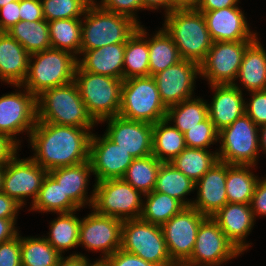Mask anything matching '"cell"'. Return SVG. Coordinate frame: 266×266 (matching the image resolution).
Wrapping results in <instances>:
<instances>
[{"instance_id":"obj_12","label":"cell","mask_w":266,"mask_h":266,"mask_svg":"<svg viewBox=\"0 0 266 266\" xmlns=\"http://www.w3.org/2000/svg\"><path fill=\"white\" fill-rule=\"evenodd\" d=\"M240 254L218 223L212 217H206L198 228L191 257L185 263L191 266H221Z\"/></svg>"},{"instance_id":"obj_43","label":"cell","mask_w":266,"mask_h":266,"mask_svg":"<svg viewBox=\"0 0 266 266\" xmlns=\"http://www.w3.org/2000/svg\"><path fill=\"white\" fill-rule=\"evenodd\" d=\"M186 147L207 149L211 144L218 142L219 131L211 122L209 116L197 126L184 133Z\"/></svg>"},{"instance_id":"obj_20","label":"cell","mask_w":266,"mask_h":266,"mask_svg":"<svg viewBox=\"0 0 266 266\" xmlns=\"http://www.w3.org/2000/svg\"><path fill=\"white\" fill-rule=\"evenodd\" d=\"M202 13L213 42L253 41L257 37L256 32H251L239 6Z\"/></svg>"},{"instance_id":"obj_18","label":"cell","mask_w":266,"mask_h":266,"mask_svg":"<svg viewBox=\"0 0 266 266\" xmlns=\"http://www.w3.org/2000/svg\"><path fill=\"white\" fill-rule=\"evenodd\" d=\"M108 123L105 135L134 159L152 154L153 124L114 116L101 122Z\"/></svg>"},{"instance_id":"obj_11","label":"cell","mask_w":266,"mask_h":266,"mask_svg":"<svg viewBox=\"0 0 266 266\" xmlns=\"http://www.w3.org/2000/svg\"><path fill=\"white\" fill-rule=\"evenodd\" d=\"M252 41L213 42L205 59L200 63V77L209 85L234 84L246 47Z\"/></svg>"},{"instance_id":"obj_15","label":"cell","mask_w":266,"mask_h":266,"mask_svg":"<svg viewBox=\"0 0 266 266\" xmlns=\"http://www.w3.org/2000/svg\"><path fill=\"white\" fill-rule=\"evenodd\" d=\"M47 171L31 157L18 159L17 155L5 164L2 192L14 198L21 206L26 205V198H37Z\"/></svg>"},{"instance_id":"obj_10","label":"cell","mask_w":266,"mask_h":266,"mask_svg":"<svg viewBox=\"0 0 266 266\" xmlns=\"http://www.w3.org/2000/svg\"><path fill=\"white\" fill-rule=\"evenodd\" d=\"M120 248L157 266L174 263L169 256L161 226L140 218L123 221Z\"/></svg>"},{"instance_id":"obj_38","label":"cell","mask_w":266,"mask_h":266,"mask_svg":"<svg viewBox=\"0 0 266 266\" xmlns=\"http://www.w3.org/2000/svg\"><path fill=\"white\" fill-rule=\"evenodd\" d=\"M207 102L202 98H191L167 108L166 120L185 133L208 117Z\"/></svg>"},{"instance_id":"obj_19","label":"cell","mask_w":266,"mask_h":266,"mask_svg":"<svg viewBox=\"0 0 266 266\" xmlns=\"http://www.w3.org/2000/svg\"><path fill=\"white\" fill-rule=\"evenodd\" d=\"M89 160L96 182L122 179L134 158L111 141L105 134L90 139Z\"/></svg>"},{"instance_id":"obj_21","label":"cell","mask_w":266,"mask_h":266,"mask_svg":"<svg viewBox=\"0 0 266 266\" xmlns=\"http://www.w3.org/2000/svg\"><path fill=\"white\" fill-rule=\"evenodd\" d=\"M197 198L192 207L206 217H212L228 203L226 194V163L219 161L196 183Z\"/></svg>"},{"instance_id":"obj_53","label":"cell","mask_w":266,"mask_h":266,"mask_svg":"<svg viewBox=\"0 0 266 266\" xmlns=\"http://www.w3.org/2000/svg\"><path fill=\"white\" fill-rule=\"evenodd\" d=\"M239 0H195L193 7L199 12L214 11L237 6Z\"/></svg>"},{"instance_id":"obj_23","label":"cell","mask_w":266,"mask_h":266,"mask_svg":"<svg viewBox=\"0 0 266 266\" xmlns=\"http://www.w3.org/2000/svg\"><path fill=\"white\" fill-rule=\"evenodd\" d=\"M214 95L212 102L207 104L208 116L218 131L231 125L245 114V98L237 83L210 85Z\"/></svg>"},{"instance_id":"obj_59","label":"cell","mask_w":266,"mask_h":266,"mask_svg":"<svg viewBox=\"0 0 266 266\" xmlns=\"http://www.w3.org/2000/svg\"><path fill=\"white\" fill-rule=\"evenodd\" d=\"M88 266H109L108 263L105 260H96L94 263H89Z\"/></svg>"},{"instance_id":"obj_63","label":"cell","mask_w":266,"mask_h":266,"mask_svg":"<svg viewBox=\"0 0 266 266\" xmlns=\"http://www.w3.org/2000/svg\"><path fill=\"white\" fill-rule=\"evenodd\" d=\"M90 4L95 3V0H87Z\"/></svg>"},{"instance_id":"obj_13","label":"cell","mask_w":266,"mask_h":266,"mask_svg":"<svg viewBox=\"0 0 266 266\" xmlns=\"http://www.w3.org/2000/svg\"><path fill=\"white\" fill-rule=\"evenodd\" d=\"M205 218L197 209L188 206L161 226L169 256L174 263H185L191 257L198 228Z\"/></svg>"},{"instance_id":"obj_35","label":"cell","mask_w":266,"mask_h":266,"mask_svg":"<svg viewBox=\"0 0 266 266\" xmlns=\"http://www.w3.org/2000/svg\"><path fill=\"white\" fill-rule=\"evenodd\" d=\"M76 211L59 213L57 219L50 223L49 236L45 239L61 255L64 251L79 246V227L81 219L76 217Z\"/></svg>"},{"instance_id":"obj_39","label":"cell","mask_w":266,"mask_h":266,"mask_svg":"<svg viewBox=\"0 0 266 266\" xmlns=\"http://www.w3.org/2000/svg\"><path fill=\"white\" fill-rule=\"evenodd\" d=\"M81 18L58 19L48 22L52 48L65 50L76 57L81 47Z\"/></svg>"},{"instance_id":"obj_61","label":"cell","mask_w":266,"mask_h":266,"mask_svg":"<svg viewBox=\"0 0 266 266\" xmlns=\"http://www.w3.org/2000/svg\"><path fill=\"white\" fill-rule=\"evenodd\" d=\"M12 1H16V0H0V8Z\"/></svg>"},{"instance_id":"obj_32","label":"cell","mask_w":266,"mask_h":266,"mask_svg":"<svg viewBox=\"0 0 266 266\" xmlns=\"http://www.w3.org/2000/svg\"><path fill=\"white\" fill-rule=\"evenodd\" d=\"M195 190V182L177 170L170 162H163L159 168L154 191L167 194L185 207L191 206L193 201L184 197Z\"/></svg>"},{"instance_id":"obj_7","label":"cell","mask_w":266,"mask_h":266,"mask_svg":"<svg viewBox=\"0 0 266 266\" xmlns=\"http://www.w3.org/2000/svg\"><path fill=\"white\" fill-rule=\"evenodd\" d=\"M163 104L153 76L132 77L123 80L119 116L129 120L156 124L166 119Z\"/></svg>"},{"instance_id":"obj_30","label":"cell","mask_w":266,"mask_h":266,"mask_svg":"<svg viewBox=\"0 0 266 266\" xmlns=\"http://www.w3.org/2000/svg\"><path fill=\"white\" fill-rule=\"evenodd\" d=\"M186 148L184 134L164 119L153 124L152 155L161 162H171Z\"/></svg>"},{"instance_id":"obj_40","label":"cell","mask_w":266,"mask_h":266,"mask_svg":"<svg viewBox=\"0 0 266 266\" xmlns=\"http://www.w3.org/2000/svg\"><path fill=\"white\" fill-rule=\"evenodd\" d=\"M163 162L152 154L143 158H136L127 168L123 180L143 195L154 190L157 174Z\"/></svg>"},{"instance_id":"obj_34","label":"cell","mask_w":266,"mask_h":266,"mask_svg":"<svg viewBox=\"0 0 266 266\" xmlns=\"http://www.w3.org/2000/svg\"><path fill=\"white\" fill-rule=\"evenodd\" d=\"M208 149L186 147L170 163L193 182H197L209 169L219 162L218 153Z\"/></svg>"},{"instance_id":"obj_51","label":"cell","mask_w":266,"mask_h":266,"mask_svg":"<svg viewBox=\"0 0 266 266\" xmlns=\"http://www.w3.org/2000/svg\"><path fill=\"white\" fill-rule=\"evenodd\" d=\"M19 144L10 136L0 133V165H5L17 155Z\"/></svg>"},{"instance_id":"obj_25","label":"cell","mask_w":266,"mask_h":266,"mask_svg":"<svg viewBox=\"0 0 266 266\" xmlns=\"http://www.w3.org/2000/svg\"><path fill=\"white\" fill-rule=\"evenodd\" d=\"M124 52L125 43L80 51L83 58H78L77 64L84 71L123 80Z\"/></svg>"},{"instance_id":"obj_55","label":"cell","mask_w":266,"mask_h":266,"mask_svg":"<svg viewBox=\"0 0 266 266\" xmlns=\"http://www.w3.org/2000/svg\"><path fill=\"white\" fill-rule=\"evenodd\" d=\"M89 262L90 261L86 256L75 253L66 258L62 256L59 259L57 266H88Z\"/></svg>"},{"instance_id":"obj_33","label":"cell","mask_w":266,"mask_h":266,"mask_svg":"<svg viewBox=\"0 0 266 266\" xmlns=\"http://www.w3.org/2000/svg\"><path fill=\"white\" fill-rule=\"evenodd\" d=\"M6 32L16 39L30 55L52 48L49 26L45 19L33 22L20 20Z\"/></svg>"},{"instance_id":"obj_41","label":"cell","mask_w":266,"mask_h":266,"mask_svg":"<svg viewBox=\"0 0 266 266\" xmlns=\"http://www.w3.org/2000/svg\"><path fill=\"white\" fill-rule=\"evenodd\" d=\"M44 237L20 236L22 266H57L63 255L56 251Z\"/></svg>"},{"instance_id":"obj_22","label":"cell","mask_w":266,"mask_h":266,"mask_svg":"<svg viewBox=\"0 0 266 266\" xmlns=\"http://www.w3.org/2000/svg\"><path fill=\"white\" fill-rule=\"evenodd\" d=\"M212 218L241 254L249 248L245 239L255 223L250 203H227Z\"/></svg>"},{"instance_id":"obj_4","label":"cell","mask_w":266,"mask_h":266,"mask_svg":"<svg viewBox=\"0 0 266 266\" xmlns=\"http://www.w3.org/2000/svg\"><path fill=\"white\" fill-rule=\"evenodd\" d=\"M77 59L68 51L54 48L33 53L29 57L28 73L23 84L15 87H25L37 98L47 89L71 83Z\"/></svg>"},{"instance_id":"obj_56","label":"cell","mask_w":266,"mask_h":266,"mask_svg":"<svg viewBox=\"0 0 266 266\" xmlns=\"http://www.w3.org/2000/svg\"><path fill=\"white\" fill-rule=\"evenodd\" d=\"M142 4L144 10H155L159 9V7H162L165 9V15L176 9V7L169 0H142Z\"/></svg>"},{"instance_id":"obj_9","label":"cell","mask_w":266,"mask_h":266,"mask_svg":"<svg viewBox=\"0 0 266 266\" xmlns=\"http://www.w3.org/2000/svg\"><path fill=\"white\" fill-rule=\"evenodd\" d=\"M92 210L122 221L139 219L142 213L143 195L123 179H109L94 185Z\"/></svg>"},{"instance_id":"obj_1","label":"cell","mask_w":266,"mask_h":266,"mask_svg":"<svg viewBox=\"0 0 266 266\" xmlns=\"http://www.w3.org/2000/svg\"><path fill=\"white\" fill-rule=\"evenodd\" d=\"M91 129L36 122L30 136L31 157L47 172L89 160Z\"/></svg>"},{"instance_id":"obj_46","label":"cell","mask_w":266,"mask_h":266,"mask_svg":"<svg viewBox=\"0 0 266 266\" xmlns=\"http://www.w3.org/2000/svg\"><path fill=\"white\" fill-rule=\"evenodd\" d=\"M21 245L18 233L13 239L0 243V266H22Z\"/></svg>"},{"instance_id":"obj_8","label":"cell","mask_w":266,"mask_h":266,"mask_svg":"<svg viewBox=\"0 0 266 266\" xmlns=\"http://www.w3.org/2000/svg\"><path fill=\"white\" fill-rule=\"evenodd\" d=\"M259 127L246 115L219 131V161L256 166L260 151Z\"/></svg>"},{"instance_id":"obj_16","label":"cell","mask_w":266,"mask_h":266,"mask_svg":"<svg viewBox=\"0 0 266 266\" xmlns=\"http://www.w3.org/2000/svg\"><path fill=\"white\" fill-rule=\"evenodd\" d=\"M92 211L81 219L78 242L89 251L101 252L100 260H105L121 247L123 221Z\"/></svg>"},{"instance_id":"obj_60","label":"cell","mask_w":266,"mask_h":266,"mask_svg":"<svg viewBox=\"0 0 266 266\" xmlns=\"http://www.w3.org/2000/svg\"><path fill=\"white\" fill-rule=\"evenodd\" d=\"M4 169H5V165H0V192H2Z\"/></svg>"},{"instance_id":"obj_5","label":"cell","mask_w":266,"mask_h":266,"mask_svg":"<svg viewBox=\"0 0 266 266\" xmlns=\"http://www.w3.org/2000/svg\"><path fill=\"white\" fill-rule=\"evenodd\" d=\"M82 20L80 51L126 43L139 27L131 18L101 9L96 3L87 7Z\"/></svg>"},{"instance_id":"obj_14","label":"cell","mask_w":266,"mask_h":266,"mask_svg":"<svg viewBox=\"0 0 266 266\" xmlns=\"http://www.w3.org/2000/svg\"><path fill=\"white\" fill-rule=\"evenodd\" d=\"M23 88L24 92L19 90L0 97V133L10 136L19 145L21 142L15 135L27 131L30 136L37 122V98Z\"/></svg>"},{"instance_id":"obj_44","label":"cell","mask_w":266,"mask_h":266,"mask_svg":"<svg viewBox=\"0 0 266 266\" xmlns=\"http://www.w3.org/2000/svg\"><path fill=\"white\" fill-rule=\"evenodd\" d=\"M95 3L101 9L131 18L140 26V22L135 14L137 10H144L142 0H101L100 3H97V1Z\"/></svg>"},{"instance_id":"obj_42","label":"cell","mask_w":266,"mask_h":266,"mask_svg":"<svg viewBox=\"0 0 266 266\" xmlns=\"http://www.w3.org/2000/svg\"><path fill=\"white\" fill-rule=\"evenodd\" d=\"M47 22L58 19L80 18L90 3L87 0H41Z\"/></svg>"},{"instance_id":"obj_52","label":"cell","mask_w":266,"mask_h":266,"mask_svg":"<svg viewBox=\"0 0 266 266\" xmlns=\"http://www.w3.org/2000/svg\"><path fill=\"white\" fill-rule=\"evenodd\" d=\"M22 208L14 198L0 192V218L17 219L19 210Z\"/></svg>"},{"instance_id":"obj_48","label":"cell","mask_w":266,"mask_h":266,"mask_svg":"<svg viewBox=\"0 0 266 266\" xmlns=\"http://www.w3.org/2000/svg\"><path fill=\"white\" fill-rule=\"evenodd\" d=\"M19 10L21 21L44 20L41 0H19Z\"/></svg>"},{"instance_id":"obj_36","label":"cell","mask_w":266,"mask_h":266,"mask_svg":"<svg viewBox=\"0 0 266 266\" xmlns=\"http://www.w3.org/2000/svg\"><path fill=\"white\" fill-rule=\"evenodd\" d=\"M150 76L181 61L179 51L171 36L164 28L148 38Z\"/></svg>"},{"instance_id":"obj_2","label":"cell","mask_w":266,"mask_h":266,"mask_svg":"<svg viewBox=\"0 0 266 266\" xmlns=\"http://www.w3.org/2000/svg\"><path fill=\"white\" fill-rule=\"evenodd\" d=\"M164 16L163 28L174 40L181 59L200 64L213 44L203 13L189 7L176 8Z\"/></svg>"},{"instance_id":"obj_62","label":"cell","mask_w":266,"mask_h":266,"mask_svg":"<svg viewBox=\"0 0 266 266\" xmlns=\"http://www.w3.org/2000/svg\"><path fill=\"white\" fill-rule=\"evenodd\" d=\"M170 266H191L189 264H186V263H173L172 265Z\"/></svg>"},{"instance_id":"obj_45","label":"cell","mask_w":266,"mask_h":266,"mask_svg":"<svg viewBox=\"0 0 266 266\" xmlns=\"http://www.w3.org/2000/svg\"><path fill=\"white\" fill-rule=\"evenodd\" d=\"M249 103H245V114L258 126L266 125V90L252 91Z\"/></svg>"},{"instance_id":"obj_57","label":"cell","mask_w":266,"mask_h":266,"mask_svg":"<svg viewBox=\"0 0 266 266\" xmlns=\"http://www.w3.org/2000/svg\"><path fill=\"white\" fill-rule=\"evenodd\" d=\"M176 8L193 7L195 0H169Z\"/></svg>"},{"instance_id":"obj_31","label":"cell","mask_w":266,"mask_h":266,"mask_svg":"<svg viewBox=\"0 0 266 266\" xmlns=\"http://www.w3.org/2000/svg\"><path fill=\"white\" fill-rule=\"evenodd\" d=\"M253 165L226 163V194L228 203H250L258 177L250 171Z\"/></svg>"},{"instance_id":"obj_58","label":"cell","mask_w":266,"mask_h":266,"mask_svg":"<svg viewBox=\"0 0 266 266\" xmlns=\"http://www.w3.org/2000/svg\"><path fill=\"white\" fill-rule=\"evenodd\" d=\"M260 151L266 153V125L259 127Z\"/></svg>"},{"instance_id":"obj_50","label":"cell","mask_w":266,"mask_h":266,"mask_svg":"<svg viewBox=\"0 0 266 266\" xmlns=\"http://www.w3.org/2000/svg\"><path fill=\"white\" fill-rule=\"evenodd\" d=\"M250 207L253 213L254 218L255 216H266V178L259 179L254 194L250 201Z\"/></svg>"},{"instance_id":"obj_28","label":"cell","mask_w":266,"mask_h":266,"mask_svg":"<svg viewBox=\"0 0 266 266\" xmlns=\"http://www.w3.org/2000/svg\"><path fill=\"white\" fill-rule=\"evenodd\" d=\"M147 32L142 25L126 41L123 65V80L132 77L150 76ZM146 38V39H145Z\"/></svg>"},{"instance_id":"obj_6","label":"cell","mask_w":266,"mask_h":266,"mask_svg":"<svg viewBox=\"0 0 266 266\" xmlns=\"http://www.w3.org/2000/svg\"><path fill=\"white\" fill-rule=\"evenodd\" d=\"M74 82L89 114L97 124L119 115L123 80L84 71L77 64Z\"/></svg>"},{"instance_id":"obj_49","label":"cell","mask_w":266,"mask_h":266,"mask_svg":"<svg viewBox=\"0 0 266 266\" xmlns=\"http://www.w3.org/2000/svg\"><path fill=\"white\" fill-rule=\"evenodd\" d=\"M0 32H6L20 21L19 0L9 2L0 8Z\"/></svg>"},{"instance_id":"obj_54","label":"cell","mask_w":266,"mask_h":266,"mask_svg":"<svg viewBox=\"0 0 266 266\" xmlns=\"http://www.w3.org/2000/svg\"><path fill=\"white\" fill-rule=\"evenodd\" d=\"M16 219L0 218V243L9 241L18 235Z\"/></svg>"},{"instance_id":"obj_3","label":"cell","mask_w":266,"mask_h":266,"mask_svg":"<svg viewBox=\"0 0 266 266\" xmlns=\"http://www.w3.org/2000/svg\"><path fill=\"white\" fill-rule=\"evenodd\" d=\"M37 122L93 128L97 123L89 114L74 81L45 90L37 97Z\"/></svg>"},{"instance_id":"obj_47","label":"cell","mask_w":266,"mask_h":266,"mask_svg":"<svg viewBox=\"0 0 266 266\" xmlns=\"http://www.w3.org/2000/svg\"><path fill=\"white\" fill-rule=\"evenodd\" d=\"M105 261L109 266H157L121 248L108 256Z\"/></svg>"},{"instance_id":"obj_29","label":"cell","mask_w":266,"mask_h":266,"mask_svg":"<svg viewBox=\"0 0 266 266\" xmlns=\"http://www.w3.org/2000/svg\"><path fill=\"white\" fill-rule=\"evenodd\" d=\"M32 210L59 214L78 211L80 208L67 195H64L61 184L47 173L29 211Z\"/></svg>"},{"instance_id":"obj_37","label":"cell","mask_w":266,"mask_h":266,"mask_svg":"<svg viewBox=\"0 0 266 266\" xmlns=\"http://www.w3.org/2000/svg\"><path fill=\"white\" fill-rule=\"evenodd\" d=\"M143 196L145 201H143L140 219L159 226L165 224L185 207L177 199L154 190Z\"/></svg>"},{"instance_id":"obj_27","label":"cell","mask_w":266,"mask_h":266,"mask_svg":"<svg viewBox=\"0 0 266 266\" xmlns=\"http://www.w3.org/2000/svg\"><path fill=\"white\" fill-rule=\"evenodd\" d=\"M236 79L246 91L266 90V50L257 37L246 47Z\"/></svg>"},{"instance_id":"obj_17","label":"cell","mask_w":266,"mask_h":266,"mask_svg":"<svg viewBox=\"0 0 266 266\" xmlns=\"http://www.w3.org/2000/svg\"><path fill=\"white\" fill-rule=\"evenodd\" d=\"M197 75L200 64L184 59L153 75L163 104L168 108L193 98Z\"/></svg>"},{"instance_id":"obj_24","label":"cell","mask_w":266,"mask_h":266,"mask_svg":"<svg viewBox=\"0 0 266 266\" xmlns=\"http://www.w3.org/2000/svg\"><path fill=\"white\" fill-rule=\"evenodd\" d=\"M30 54L7 32H0V80L10 85H22Z\"/></svg>"},{"instance_id":"obj_26","label":"cell","mask_w":266,"mask_h":266,"mask_svg":"<svg viewBox=\"0 0 266 266\" xmlns=\"http://www.w3.org/2000/svg\"><path fill=\"white\" fill-rule=\"evenodd\" d=\"M59 184L64 195H67L79 208L86 204L92 206L94 190L87 197L89 176L92 171L90 160L74 166L59 167L48 172ZM89 203V204H88Z\"/></svg>"}]
</instances>
